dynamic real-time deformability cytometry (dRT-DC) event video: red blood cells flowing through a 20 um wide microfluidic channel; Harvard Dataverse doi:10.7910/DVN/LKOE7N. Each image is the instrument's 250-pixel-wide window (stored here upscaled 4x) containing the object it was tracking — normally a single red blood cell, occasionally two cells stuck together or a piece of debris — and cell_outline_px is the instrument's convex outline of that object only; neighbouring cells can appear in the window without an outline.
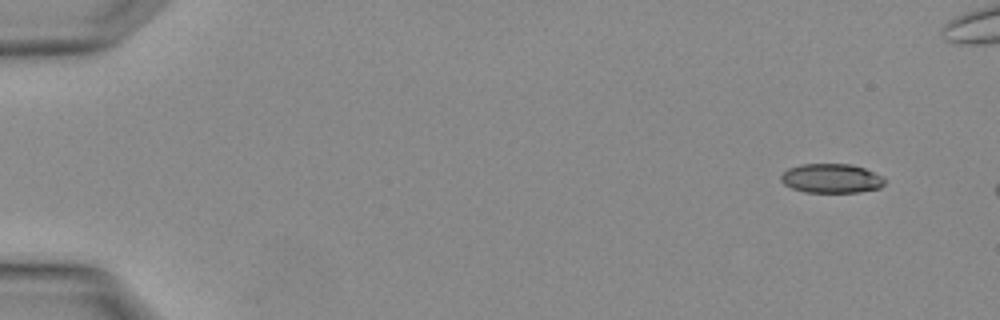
{"species": "Egyptian fruit bat (a non-hibernating species)", "species_latin": "Rousettus aegyptiacus", "temperature_condition": "warm", "stored_images_in_passage": 3, "segment_of_instrument_passage": [2, 2], "camera_frame_rate_fps": 3000, "um_per_image_px": 0.085, "animal": {"sex": "female"}, "frame": {"image": 1, "passage_image": 3, "time_ms": 0.667, "image_size_px": [1000, 320], "cell_outline_px": [[884, 184], [880, 188], [860, 192], [804, 192], [792, 188], [784, 184], [780, 180], [780, 176], [788, 168], [800, 164], [852, 164], [864, 168], [884, 176]], "centroid_in_image_um": [70.67, 15.16], "position_along_channel_um": 14.3, "area_um2": 17.8}}